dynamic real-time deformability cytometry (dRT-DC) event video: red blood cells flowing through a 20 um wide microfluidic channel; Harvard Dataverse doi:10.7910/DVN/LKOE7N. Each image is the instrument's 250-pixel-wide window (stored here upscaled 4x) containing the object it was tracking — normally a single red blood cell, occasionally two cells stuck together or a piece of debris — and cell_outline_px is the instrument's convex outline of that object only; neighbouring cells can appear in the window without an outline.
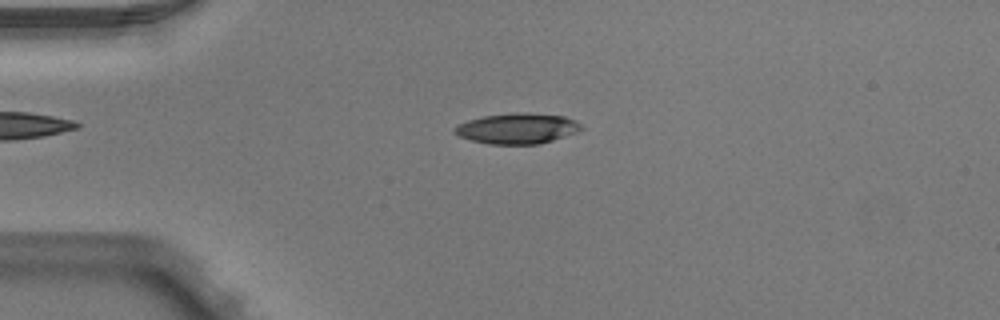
{"species": "Egyptian fruit bat (a non-hibernating species)", "species_latin": "Rousettus aegyptiacus", "temperature_condition": "warm", "stored_images_in_passage": 4, "camera_frame_rate_fps": 3000, "um_per_image_px": 0.085, "animal": {"sex": "male"}, "frame": {"image": 1, "passage_image": 2, "time_ms": 0.333, "image_size_px": [1000, 320], "cell_outline_px": [[584, 128], [576, 132], [540, 144], [488, 144], [472, 140], [460, 136], [452, 132], [452, 128], [468, 120], [484, 116], [516, 112], [528, 112], [564, 116], [576, 120]], "centroid_in_image_um": [43.97, 10.91], "position_along_channel_um": 41.0, "area_um2": 22.54}}
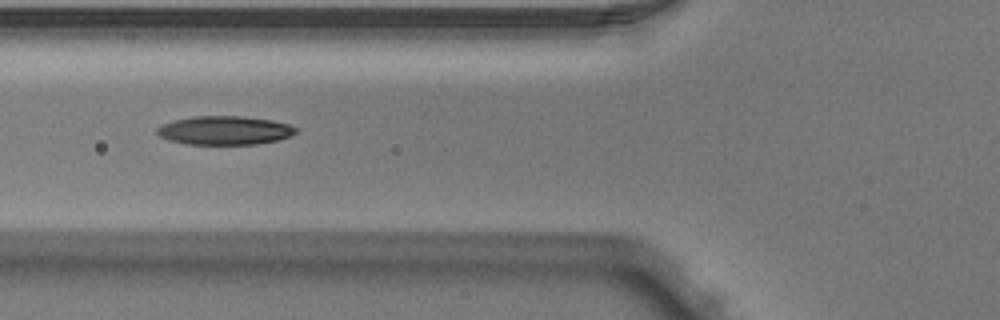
{"frame": {"image": 2, "passage_image": 4, "time_ms": 1.0, "image_size_px": [1000, 320], "cell_outline_px": [[300, 132], [276, 140], [256, 144], [188, 144], [168, 140], [160, 136], [156, 132], [156, 128], [172, 120], [192, 116], [244, 116], [272, 120], [288, 124], [300, 128]], "centroid_in_image_um": [19.11, 11.07], "position_along_channel_um": 106.7, "area_um2": 23.35}}